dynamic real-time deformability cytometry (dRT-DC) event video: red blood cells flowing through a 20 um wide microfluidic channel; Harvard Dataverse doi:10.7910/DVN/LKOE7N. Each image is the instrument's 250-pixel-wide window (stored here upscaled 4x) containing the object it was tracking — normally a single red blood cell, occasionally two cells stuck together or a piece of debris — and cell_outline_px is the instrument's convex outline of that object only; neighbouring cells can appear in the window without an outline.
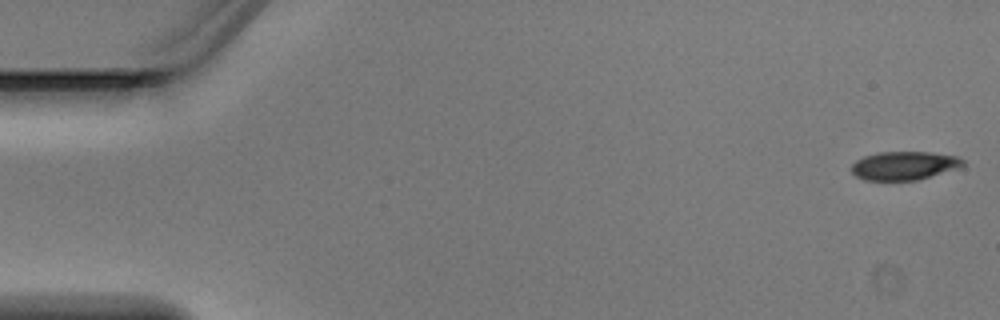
{"species": "Egyptian fruit bat (a non-hibernating species)", "species_latin": "Rousettus aegyptiacus", "temperature_condition": "warm", "stored_images_in_passage": 3, "camera_frame_rate_fps": 3000, "um_per_image_px": 0.085, "animal": {"sex": "male"}, "frame": {"image": 1, "passage_image": 3, "time_ms": 0.667, "image_size_px": [1000, 320], "cell_outline_px": [[964, 168], [916, 180], [864, 180], [856, 176], [852, 172], [852, 164], [856, 160], [864, 156], [880, 152], [932, 152], [956, 156], [964, 160]], "centroid_in_image_um": [76.91, 14.08], "position_along_channel_um": 8.1, "area_um2": 18.73}}